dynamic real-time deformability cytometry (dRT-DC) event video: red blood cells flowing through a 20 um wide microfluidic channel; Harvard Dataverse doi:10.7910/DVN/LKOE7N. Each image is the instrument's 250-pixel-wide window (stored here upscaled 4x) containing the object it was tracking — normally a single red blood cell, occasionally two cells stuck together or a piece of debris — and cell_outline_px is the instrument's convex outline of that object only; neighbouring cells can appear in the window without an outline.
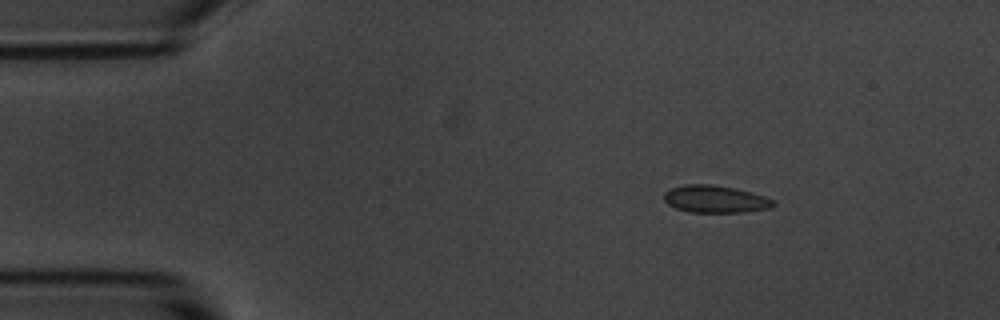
{"species": "common noctule bat (a hibernating species)", "species_latin": "Nyctalus noctula", "temperature_condition": "room temperature", "stored_images_in_passage": 3, "camera_frame_rate_fps": 3000, "um_per_image_px": 0.085, "animal": {"sex": "male", "body_mass_g": 20.1, "forearm_length_mm": 53.5}, "frame": {"image": 1, "passage_image": 2, "time_ms": 1.0, "image_size_px": [1000, 320], "cell_outline_px": [[776, 204], [772, 208], [744, 212], [688, 212], [676, 208], [668, 204], [664, 200], [664, 192], [672, 188], [684, 184], [712, 184], [736, 188], [752, 192], [764, 196], [772, 200]], "centroid_in_image_um": [60.8, 16.92], "position_along_channel_um": 24.2, "area_um2": 17.51}}